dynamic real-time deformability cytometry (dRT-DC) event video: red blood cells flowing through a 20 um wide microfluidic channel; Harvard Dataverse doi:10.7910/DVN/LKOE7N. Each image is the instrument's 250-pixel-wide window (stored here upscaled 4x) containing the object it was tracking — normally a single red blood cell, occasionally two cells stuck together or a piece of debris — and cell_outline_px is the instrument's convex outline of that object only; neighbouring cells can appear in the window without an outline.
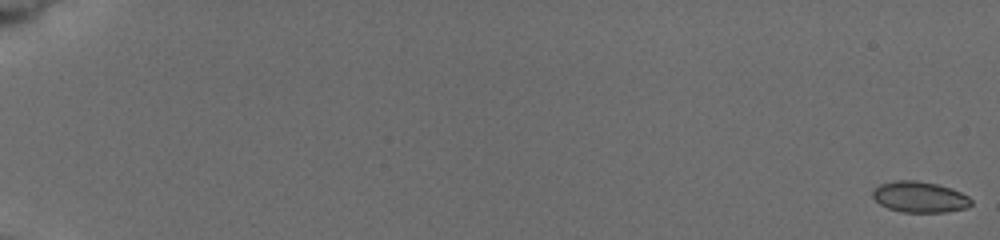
{"species": "common noctule bat (a hibernating species)", "species_latin": "Nyctalus noctula", "temperature_condition": "cold", "stored_images_in_passage": 9, "camera_frame_rate_fps": 3000, "um_per_image_px": 0.085, "animal": {"sex": "female", "body_mass_g": 19.5, "forearm_length_mm": 54.1}, "frame": {"image": 1, "passage_image": 1, "time_ms": 0.0, "image_size_px": [1000, 240], "cell_outline_px": [[972, 204], [964, 208], [944, 212], [904, 212], [888, 208], [880, 204], [872, 196], [872, 188], [880, 184], [896, 180], [916, 180], [936, 184], [952, 188], [968, 196], [972, 200]], "centroid_in_image_um": [78.15, 16.73], "position_along_channel_um": 6.9, "area_um2": 17.74}}
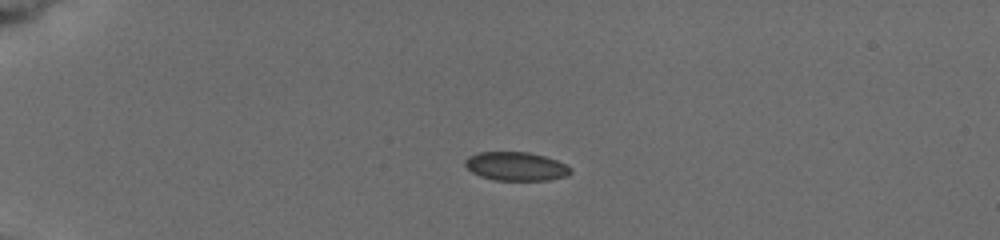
{"frame": {"image": 2, "passage_image": 6, "time_ms": 5.0, "image_size_px": [1000, 240], "cell_outline_px": [[572, 172], [568, 176], [548, 180], [496, 180], [480, 176], [472, 172], [464, 164], [464, 160], [468, 156], [476, 152], [528, 152], [544, 156], [556, 160], [572, 168]], "centroid_in_image_um": [43.85, 14.13], "position_along_channel_um": 41.1, "area_um2": 17.69}}
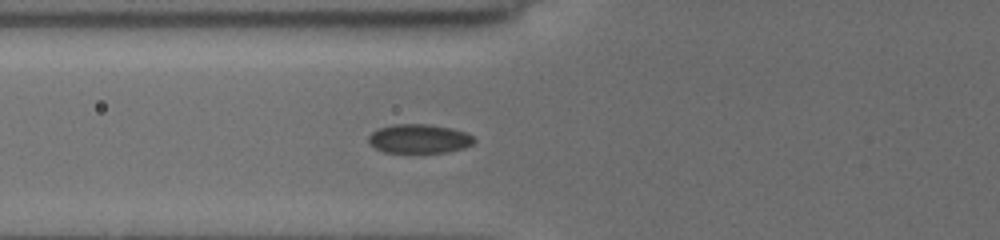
{"frame": {"image": 3, "passage_image": 9, "time_ms": 7.667, "image_size_px": [1000, 240], "cell_outline_px": [[476, 140], [472, 144], [464, 148], [448, 152], [420, 156], [384, 152], [368, 144], [368, 136], [372, 132], [380, 128], [392, 124], [428, 124], [448, 128], [464, 132], [472, 136]], "centroid_in_image_um": [35.59, 11.85], "position_along_channel_um": 90.2, "area_um2": 18.67}}